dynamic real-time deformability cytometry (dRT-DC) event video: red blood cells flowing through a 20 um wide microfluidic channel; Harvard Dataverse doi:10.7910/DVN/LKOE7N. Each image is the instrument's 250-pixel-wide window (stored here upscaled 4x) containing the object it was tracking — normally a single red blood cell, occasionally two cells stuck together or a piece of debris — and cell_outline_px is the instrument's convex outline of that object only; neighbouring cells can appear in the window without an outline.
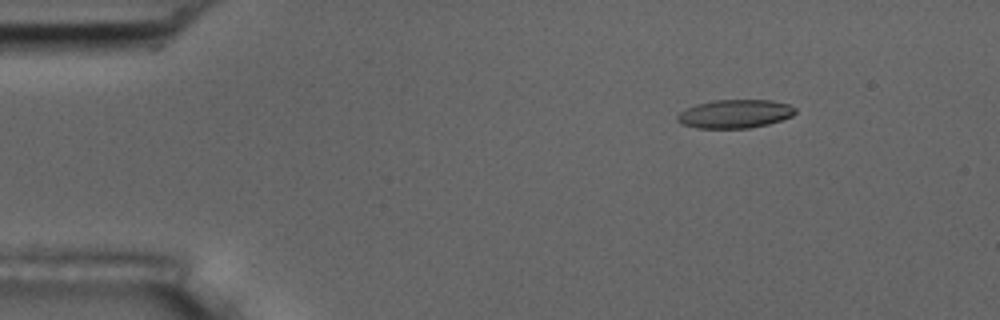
{"species": "common noctule bat (a hibernating species)", "species_latin": "Nyctalus noctula", "temperature_condition": "room temperature", "stored_images_in_passage": 7, "camera_frame_rate_fps": 3000, "um_per_image_px": 0.085, "animal": {"sex": "male", "body_mass_g": 17.5, "forearm_length_mm": 52.3}, "frame": {"image": 1, "passage_image": 3, "time_ms": 2.333, "image_size_px": [1000, 320], "cell_outline_px": [[796, 112], [792, 116], [768, 124], [748, 128], [696, 128], [680, 124], [676, 120], [676, 116], [680, 112], [696, 104], [712, 100], [772, 100], [788, 104], [796, 108]], "centroid_in_image_um": [62.45, 9.68], "position_along_channel_um": 22.6, "area_um2": 19.65}}
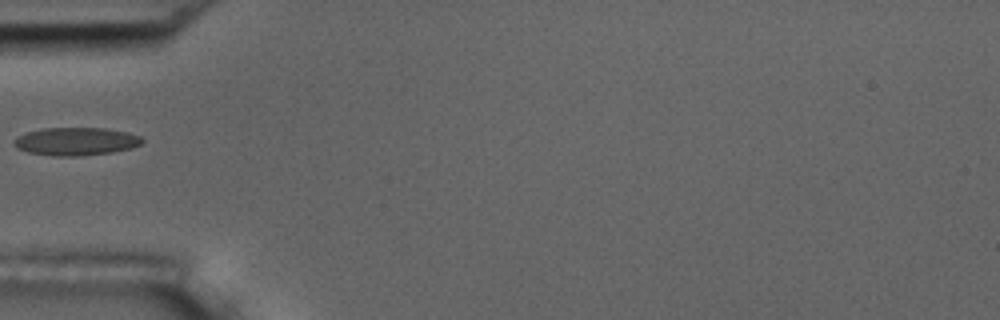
{"frame": {"image": 2, "passage_image": 6, "time_ms": 6.0, "image_size_px": [1000, 320], "cell_outline_px": [[144, 140], [140, 144], [132, 148], [112, 152], [80, 156], [52, 156], [28, 152], [16, 148], [12, 144], [12, 140], [16, 136], [24, 132], [44, 128], [104, 128], [128, 132], [140, 136]], "centroid_in_image_um": [6.4, 12.02], "position_along_channel_um": 78.6, "area_um2": 21.15}}